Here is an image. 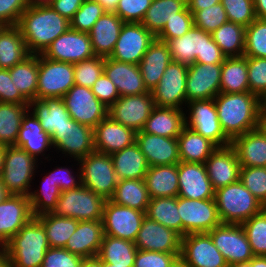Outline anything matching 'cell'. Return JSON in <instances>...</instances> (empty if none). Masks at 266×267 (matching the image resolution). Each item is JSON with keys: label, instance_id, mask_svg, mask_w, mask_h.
Instances as JSON below:
<instances>
[{"label": "cell", "instance_id": "obj_1", "mask_svg": "<svg viewBox=\"0 0 266 267\" xmlns=\"http://www.w3.org/2000/svg\"><path fill=\"white\" fill-rule=\"evenodd\" d=\"M30 54H42L61 34L70 28V21L50 5H29L17 24Z\"/></svg>", "mask_w": 266, "mask_h": 267}, {"label": "cell", "instance_id": "obj_2", "mask_svg": "<svg viewBox=\"0 0 266 267\" xmlns=\"http://www.w3.org/2000/svg\"><path fill=\"white\" fill-rule=\"evenodd\" d=\"M214 101L221 128L231 141L236 136L258 128L260 105L256 95L249 91L220 92Z\"/></svg>", "mask_w": 266, "mask_h": 267}, {"label": "cell", "instance_id": "obj_3", "mask_svg": "<svg viewBox=\"0 0 266 267\" xmlns=\"http://www.w3.org/2000/svg\"><path fill=\"white\" fill-rule=\"evenodd\" d=\"M50 248L42 223L33 217L2 248L16 267H41Z\"/></svg>", "mask_w": 266, "mask_h": 267}, {"label": "cell", "instance_id": "obj_4", "mask_svg": "<svg viewBox=\"0 0 266 267\" xmlns=\"http://www.w3.org/2000/svg\"><path fill=\"white\" fill-rule=\"evenodd\" d=\"M172 61L190 65L222 64L226 56L212 39L211 33L193 27L183 36L167 42Z\"/></svg>", "mask_w": 266, "mask_h": 267}, {"label": "cell", "instance_id": "obj_5", "mask_svg": "<svg viewBox=\"0 0 266 267\" xmlns=\"http://www.w3.org/2000/svg\"><path fill=\"white\" fill-rule=\"evenodd\" d=\"M214 199L222 223L242 224L265 208L240 180L215 190Z\"/></svg>", "mask_w": 266, "mask_h": 267}, {"label": "cell", "instance_id": "obj_6", "mask_svg": "<svg viewBox=\"0 0 266 267\" xmlns=\"http://www.w3.org/2000/svg\"><path fill=\"white\" fill-rule=\"evenodd\" d=\"M38 161L41 160H37L21 147L4 146V162L0 179L10 194L29 196L35 180L36 168L38 169L39 166Z\"/></svg>", "mask_w": 266, "mask_h": 267}, {"label": "cell", "instance_id": "obj_7", "mask_svg": "<svg viewBox=\"0 0 266 267\" xmlns=\"http://www.w3.org/2000/svg\"><path fill=\"white\" fill-rule=\"evenodd\" d=\"M76 162L81 171L82 185L109 200L118 183L111 156L94 151Z\"/></svg>", "mask_w": 266, "mask_h": 267}, {"label": "cell", "instance_id": "obj_8", "mask_svg": "<svg viewBox=\"0 0 266 267\" xmlns=\"http://www.w3.org/2000/svg\"><path fill=\"white\" fill-rule=\"evenodd\" d=\"M105 199L81 185L61 192L57 206L52 212L56 216L78 221L102 220Z\"/></svg>", "mask_w": 266, "mask_h": 267}, {"label": "cell", "instance_id": "obj_9", "mask_svg": "<svg viewBox=\"0 0 266 267\" xmlns=\"http://www.w3.org/2000/svg\"><path fill=\"white\" fill-rule=\"evenodd\" d=\"M74 85V64L53 61L38 54L36 99L62 98Z\"/></svg>", "mask_w": 266, "mask_h": 267}, {"label": "cell", "instance_id": "obj_10", "mask_svg": "<svg viewBox=\"0 0 266 267\" xmlns=\"http://www.w3.org/2000/svg\"><path fill=\"white\" fill-rule=\"evenodd\" d=\"M185 109V125L209 139L217 147L231 145V140L223 132L218 119L214 99L193 100ZM188 112V114H187Z\"/></svg>", "mask_w": 266, "mask_h": 267}, {"label": "cell", "instance_id": "obj_11", "mask_svg": "<svg viewBox=\"0 0 266 267\" xmlns=\"http://www.w3.org/2000/svg\"><path fill=\"white\" fill-rule=\"evenodd\" d=\"M187 73L188 65L175 61L169 63L161 80L151 91L155 106L181 110L186 109Z\"/></svg>", "mask_w": 266, "mask_h": 267}, {"label": "cell", "instance_id": "obj_12", "mask_svg": "<svg viewBox=\"0 0 266 267\" xmlns=\"http://www.w3.org/2000/svg\"><path fill=\"white\" fill-rule=\"evenodd\" d=\"M178 213L182 220V236L208 233L222 223L215 199L192 200L178 196Z\"/></svg>", "mask_w": 266, "mask_h": 267}, {"label": "cell", "instance_id": "obj_13", "mask_svg": "<svg viewBox=\"0 0 266 267\" xmlns=\"http://www.w3.org/2000/svg\"><path fill=\"white\" fill-rule=\"evenodd\" d=\"M53 148L57 154L62 152L67 158H73L74 161L86 157L95 151L94 147V129L80 124L72 118L67 124L56 130L51 135Z\"/></svg>", "mask_w": 266, "mask_h": 267}, {"label": "cell", "instance_id": "obj_14", "mask_svg": "<svg viewBox=\"0 0 266 267\" xmlns=\"http://www.w3.org/2000/svg\"><path fill=\"white\" fill-rule=\"evenodd\" d=\"M145 216V212L105 200L102 214L104 235L134 242Z\"/></svg>", "mask_w": 266, "mask_h": 267}, {"label": "cell", "instance_id": "obj_15", "mask_svg": "<svg viewBox=\"0 0 266 267\" xmlns=\"http://www.w3.org/2000/svg\"><path fill=\"white\" fill-rule=\"evenodd\" d=\"M62 99L70 117L92 129L108 116V107L96 98L89 87L75 84Z\"/></svg>", "mask_w": 266, "mask_h": 267}, {"label": "cell", "instance_id": "obj_16", "mask_svg": "<svg viewBox=\"0 0 266 267\" xmlns=\"http://www.w3.org/2000/svg\"><path fill=\"white\" fill-rule=\"evenodd\" d=\"M215 246L227 265L248 262L254 257L247 235L241 224L221 223L209 231Z\"/></svg>", "mask_w": 266, "mask_h": 267}, {"label": "cell", "instance_id": "obj_17", "mask_svg": "<svg viewBox=\"0 0 266 267\" xmlns=\"http://www.w3.org/2000/svg\"><path fill=\"white\" fill-rule=\"evenodd\" d=\"M50 60L76 64L95 55L91 38L86 32L69 28L57 37L42 53Z\"/></svg>", "mask_w": 266, "mask_h": 267}, {"label": "cell", "instance_id": "obj_18", "mask_svg": "<svg viewBox=\"0 0 266 267\" xmlns=\"http://www.w3.org/2000/svg\"><path fill=\"white\" fill-rule=\"evenodd\" d=\"M155 36L142 23L124 22L109 58L138 65Z\"/></svg>", "mask_w": 266, "mask_h": 267}, {"label": "cell", "instance_id": "obj_19", "mask_svg": "<svg viewBox=\"0 0 266 267\" xmlns=\"http://www.w3.org/2000/svg\"><path fill=\"white\" fill-rule=\"evenodd\" d=\"M155 104L151 92L144 94L119 97L108 108V116L123 126L136 132L144 128L145 122L151 115Z\"/></svg>", "mask_w": 266, "mask_h": 267}, {"label": "cell", "instance_id": "obj_20", "mask_svg": "<svg viewBox=\"0 0 266 267\" xmlns=\"http://www.w3.org/2000/svg\"><path fill=\"white\" fill-rule=\"evenodd\" d=\"M180 257L189 267H228L208 233L182 236Z\"/></svg>", "mask_w": 266, "mask_h": 267}, {"label": "cell", "instance_id": "obj_21", "mask_svg": "<svg viewBox=\"0 0 266 267\" xmlns=\"http://www.w3.org/2000/svg\"><path fill=\"white\" fill-rule=\"evenodd\" d=\"M222 64L193 63L188 65L186 78L187 103L214 99L220 93Z\"/></svg>", "mask_w": 266, "mask_h": 267}, {"label": "cell", "instance_id": "obj_22", "mask_svg": "<svg viewBox=\"0 0 266 267\" xmlns=\"http://www.w3.org/2000/svg\"><path fill=\"white\" fill-rule=\"evenodd\" d=\"M181 238L175 230L145 216L134 243L138 250L180 253Z\"/></svg>", "mask_w": 266, "mask_h": 267}, {"label": "cell", "instance_id": "obj_23", "mask_svg": "<svg viewBox=\"0 0 266 267\" xmlns=\"http://www.w3.org/2000/svg\"><path fill=\"white\" fill-rule=\"evenodd\" d=\"M178 196L192 200L215 198V190L208 177L205 164L182 162L178 163Z\"/></svg>", "mask_w": 266, "mask_h": 267}, {"label": "cell", "instance_id": "obj_24", "mask_svg": "<svg viewBox=\"0 0 266 267\" xmlns=\"http://www.w3.org/2000/svg\"><path fill=\"white\" fill-rule=\"evenodd\" d=\"M28 196L10 194L0 203V248L32 218Z\"/></svg>", "mask_w": 266, "mask_h": 267}, {"label": "cell", "instance_id": "obj_25", "mask_svg": "<svg viewBox=\"0 0 266 267\" xmlns=\"http://www.w3.org/2000/svg\"><path fill=\"white\" fill-rule=\"evenodd\" d=\"M205 166L214 190L239 181L241 165L231 145L217 147L205 161Z\"/></svg>", "mask_w": 266, "mask_h": 267}, {"label": "cell", "instance_id": "obj_26", "mask_svg": "<svg viewBox=\"0 0 266 267\" xmlns=\"http://www.w3.org/2000/svg\"><path fill=\"white\" fill-rule=\"evenodd\" d=\"M135 143L145 155L150 167L178 164L181 161L177 138L148 134L141 130L136 133Z\"/></svg>", "mask_w": 266, "mask_h": 267}, {"label": "cell", "instance_id": "obj_27", "mask_svg": "<svg viewBox=\"0 0 266 267\" xmlns=\"http://www.w3.org/2000/svg\"><path fill=\"white\" fill-rule=\"evenodd\" d=\"M136 133L107 116L94 128L95 151L108 155L121 151L136 142Z\"/></svg>", "mask_w": 266, "mask_h": 267}, {"label": "cell", "instance_id": "obj_28", "mask_svg": "<svg viewBox=\"0 0 266 267\" xmlns=\"http://www.w3.org/2000/svg\"><path fill=\"white\" fill-rule=\"evenodd\" d=\"M104 73L115 84L120 97L149 92L138 65L104 58Z\"/></svg>", "mask_w": 266, "mask_h": 267}, {"label": "cell", "instance_id": "obj_29", "mask_svg": "<svg viewBox=\"0 0 266 267\" xmlns=\"http://www.w3.org/2000/svg\"><path fill=\"white\" fill-rule=\"evenodd\" d=\"M103 237L102 220L79 221L64 248L83 258L95 257L99 253Z\"/></svg>", "mask_w": 266, "mask_h": 267}, {"label": "cell", "instance_id": "obj_30", "mask_svg": "<svg viewBox=\"0 0 266 267\" xmlns=\"http://www.w3.org/2000/svg\"><path fill=\"white\" fill-rule=\"evenodd\" d=\"M124 21L113 11H106L88 32L96 56L110 57Z\"/></svg>", "mask_w": 266, "mask_h": 267}, {"label": "cell", "instance_id": "obj_31", "mask_svg": "<svg viewBox=\"0 0 266 267\" xmlns=\"http://www.w3.org/2000/svg\"><path fill=\"white\" fill-rule=\"evenodd\" d=\"M14 146L21 147L37 160H39V156H44L42 157L45 158L44 160L50 156L49 153L46 156V151L53 148L51 136L43 131L39 120L30 110L24 114Z\"/></svg>", "mask_w": 266, "mask_h": 267}, {"label": "cell", "instance_id": "obj_32", "mask_svg": "<svg viewBox=\"0 0 266 267\" xmlns=\"http://www.w3.org/2000/svg\"><path fill=\"white\" fill-rule=\"evenodd\" d=\"M171 61L168 44L155 38L138 64L144 84L149 92L157 86Z\"/></svg>", "mask_w": 266, "mask_h": 267}, {"label": "cell", "instance_id": "obj_33", "mask_svg": "<svg viewBox=\"0 0 266 267\" xmlns=\"http://www.w3.org/2000/svg\"><path fill=\"white\" fill-rule=\"evenodd\" d=\"M28 109L39 120L43 131L50 136L71 119L61 97L31 100Z\"/></svg>", "mask_w": 266, "mask_h": 267}, {"label": "cell", "instance_id": "obj_34", "mask_svg": "<svg viewBox=\"0 0 266 267\" xmlns=\"http://www.w3.org/2000/svg\"><path fill=\"white\" fill-rule=\"evenodd\" d=\"M241 167H266V137L257 128L231 141Z\"/></svg>", "mask_w": 266, "mask_h": 267}, {"label": "cell", "instance_id": "obj_35", "mask_svg": "<svg viewBox=\"0 0 266 267\" xmlns=\"http://www.w3.org/2000/svg\"><path fill=\"white\" fill-rule=\"evenodd\" d=\"M184 126V110L155 106L142 131L148 134L177 138Z\"/></svg>", "mask_w": 266, "mask_h": 267}, {"label": "cell", "instance_id": "obj_36", "mask_svg": "<svg viewBox=\"0 0 266 267\" xmlns=\"http://www.w3.org/2000/svg\"><path fill=\"white\" fill-rule=\"evenodd\" d=\"M144 182L151 199L178 197V164L149 167Z\"/></svg>", "mask_w": 266, "mask_h": 267}, {"label": "cell", "instance_id": "obj_37", "mask_svg": "<svg viewBox=\"0 0 266 267\" xmlns=\"http://www.w3.org/2000/svg\"><path fill=\"white\" fill-rule=\"evenodd\" d=\"M110 156L118 180L144 179L150 167L136 143Z\"/></svg>", "mask_w": 266, "mask_h": 267}, {"label": "cell", "instance_id": "obj_38", "mask_svg": "<svg viewBox=\"0 0 266 267\" xmlns=\"http://www.w3.org/2000/svg\"><path fill=\"white\" fill-rule=\"evenodd\" d=\"M177 139L179 156L182 162L205 164V161L217 149L213 142L186 125Z\"/></svg>", "mask_w": 266, "mask_h": 267}, {"label": "cell", "instance_id": "obj_39", "mask_svg": "<svg viewBox=\"0 0 266 267\" xmlns=\"http://www.w3.org/2000/svg\"><path fill=\"white\" fill-rule=\"evenodd\" d=\"M29 55L19 27L3 26L0 30V69H11Z\"/></svg>", "mask_w": 266, "mask_h": 267}, {"label": "cell", "instance_id": "obj_40", "mask_svg": "<svg viewBox=\"0 0 266 267\" xmlns=\"http://www.w3.org/2000/svg\"><path fill=\"white\" fill-rule=\"evenodd\" d=\"M249 91L246 56L226 57L222 63L220 92L243 93Z\"/></svg>", "mask_w": 266, "mask_h": 267}, {"label": "cell", "instance_id": "obj_41", "mask_svg": "<svg viewBox=\"0 0 266 267\" xmlns=\"http://www.w3.org/2000/svg\"><path fill=\"white\" fill-rule=\"evenodd\" d=\"M137 250L134 242L104 235L97 257L115 266L133 267Z\"/></svg>", "mask_w": 266, "mask_h": 267}, {"label": "cell", "instance_id": "obj_42", "mask_svg": "<svg viewBox=\"0 0 266 267\" xmlns=\"http://www.w3.org/2000/svg\"><path fill=\"white\" fill-rule=\"evenodd\" d=\"M150 196L144 179L118 180L110 200L118 205L146 212Z\"/></svg>", "mask_w": 266, "mask_h": 267}, {"label": "cell", "instance_id": "obj_43", "mask_svg": "<svg viewBox=\"0 0 266 267\" xmlns=\"http://www.w3.org/2000/svg\"><path fill=\"white\" fill-rule=\"evenodd\" d=\"M187 3L185 0H152L141 22L155 37L162 31L167 21L177 17Z\"/></svg>", "mask_w": 266, "mask_h": 267}, {"label": "cell", "instance_id": "obj_44", "mask_svg": "<svg viewBox=\"0 0 266 267\" xmlns=\"http://www.w3.org/2000/svg\"><path fill=\"white\" fill-rule=\"evenodd\" d=\"M15 88L30 102L36 99L38 54H30L21 63L9 69Z\"/></svg>", "mask_w": 266, "mask_h": 267}, {"label": "cell", "instance_id": "obj_45", "mask_svg": "<svg viewBox=\"0 0 266 267\" xmlns=\"http://www.w3.org/2000/svg\"><path fill=\"white\" fill-rule=\"evenodd\" d=\"M212 39L226 57L244 56L245 27L230 21L211 33Z\"/></svg>", "mask_w": 266, "mask_h": 267}, {"label": "cell", "instance_id": "obj_46", "mask_svg": "<svg viewBox=\"0 0 266 267\" xmlns=\"http://www.w3.org/2000/svg\"><path fill=\"white\" fill-rule=\"evenodd\" d=\"M28 104L0 102V145H15Z\"/></svg>", "mask_w": 266, "mask_h": 267}, {"label": "cell", "instance_id": "obj_47", "mask_svg": "<svg viewBox=\"0 0 266 267\" xmlns=\"http://www.w3.org/2000/svg\"><path fill=\"white\" fill-rule=\"evenodd\" d=\"M145 215L175 230L182 236V220L178 213V197H156L150 199Z\"/></svg>", "mask_w": 266, "mask_h": 267}, {"label": "cell", "instance_id": "obj_48", "mask_svg": "<svg viewBox=\"0 0 266 267\" xmlns=\"http://www.w3.org/2000/svg\"><path fill=\"white\" fill-rule=\"evenodd\" d=\"M43 225L50 247L64 248L68 239L75 232L78 220L46 213L36 217Z\"/></svg>", "mask_w": 266, "mask_h": 267}, {"label": "cell", "instance_id": "obj_49", "mask_svg": "<svg viewBox=\"0 0 266 267\" xmlns=\"http://www.w3.org/2000/svg\"><path fill=\"white\" fill-rule=\"evenodd\" d=\"M40 183V187L37 186V190H31L28 196L34 217H38L46 213H52L55 210L58 199L61 195V190L52 181L51 175L46 174L43 176Z\"/></svg>", "mask_w": 266, "mask_h": 267}, {"label": "cell", "instance_id": "obj_50", "mask_svg": "<svg viewBox=\"0 0 266 267\" xmlns=\"http://www.w3.org/2000/svg\"><path fill=\"white\" fill-rule=\"evenodd\" d=\"M241 225L245 230L253 255L266 256V207Z\"/></svg>", "mask_w": 266, "mask_h": 267}, {"label": "cell", "instance_id": "obj_51", "mask_svg": "<svg viewBox=\"0 0 266 267\" xmlns=\"http://www.w3.org/2000/svg\"><path fill=\"white\" fill-rule=\"evenodd\" d=\"M244 56L266 58V19L256 18L245 28Z\"/></svg>", "mask_w": 266, "mask_h": 267}, {"label": "cell", "instance_id": "obj_52", "mask_svg": "<svg viewBox=\"0 0 266 267\" xmlns=\"http://www.w3.org/2000/svg\"><path fill=\"white\" fill-rule=\"evenodd\" d=\"M107 10L99 3L93 0H85L79 10L74 14L70 20V28L88 33L95 22Z\"/></svg>", "mask_w": 266, "mask_h": 267}, {"label": "cell", "instance_id": "obj_53", "mask_svg": "<svg viewBox=\"0 0 266 267\" xmlns=\"http://www.w3.org/2000/svg\"><path fill=\"white\" fill-rule=\"evenodd\" d=\"M239 180L266 207V167H241Z\"/></svg>", "mask_w": 266, "mask_h": 267}, {"label": "cell", "instance_id": "obj_54", "mask_svg": "<svg viewBox=\"0 0 266 267\" xmlns=\"http://www.w3.org/2000/svg\"><path fill=\"white\" fill-rule=\"evenodd\" d=\"M104 72V58L94 56L74 64V80L79 86L91 88Z\"/></svg>", "mask_w": 266, "mask_h": 267}, {"label": "cell", "instance_id": "obj_55", "mask_svg": "<svg viewBox=\"0 0 266 267\" xmlns=\"http://www.w3.org/2000/svg\"><path fill=\"white\" fill-rule=\"evenodd\" d=\"M230 22L248 27L255 19L253 0H221Z\"/></svg>", "mask_w": 266, "mask_h": 267}, {"label": "cell", "instance_id": "obj_56", "mask_svg": "<svg viewBox=\"0 0 266 267\" xmlns=\"http://www.w3.org/2000/svg\"><path fill=\"white\" fill-rule=\"evenodd\" d=\"M194 26L212 33L228 21L221 2L193 13Z\"/></svg>", "mask_w": 266, "mask_h": 267}, {"label": "cell", "instance_id": "obj_57", "mask_svg": "<svg viewBox=\"0 0 266 267\" xmlns=\"http://www.w3.org/2000/svg\"><path fill=\"white\" fill-rule=\"evenodd\" d=\"M194 25L193 14L187 6L179 13L177 17L167 21L162 31L156 36V39L167 42L169 39H174L183 36Z\"/></svg>", "mask_w": 266, "mask_h": 267}, {"label": "cell", "instance_id": "obj_58", "mask_svg": "<svg viewBox=\"0 0 266 267\" xmlns=\"http://www.w3.org/2000/svg\"><path fill=\"white\" fill-rule=\"evenodd\" d=\"M249 92L261 97L266 92V58L246 57Z\"/></svg>", "mask_w": 266, "mask_h": 267}, {"label": "cell", "instance_id": "obj_59", "mask_svg": "<svg viewBox=\"0 0 266 267\" xmlns=\"http://www.w3.org/2000/svg\"><path fill=\"white\" fill-rule=\"evenodd\" d=\"M152 0H119L113 11L124 22L141 23Z\"/></svg>", "mask_w": 266, "mask_h": 267}, {"label": "cell", "instance_id": "obj_60", "mask_svg": "<svg viewBox=\"0 0 266 267\" xmlns=\"http://www.w3.org/2000/svg\"><path fill=\"white\" fill-rule=\"evenodd\" d=\"M83 259L65 248L50 247L46 251L41 267H80Z\"/></svg>", "mask_w": 266, "mask_h": 267}, {"label": "cell", "instance_id": "obj_61", "mask_svg": "<svg viewBox=\"0 0 266 267\" xmlns=\"http://www.w3.org/2000/svg\"><path fill=\"white\" fill-rule=\"evenodd\" d=\"M180 253L137 250L133 267H169Z\"/></svg>", "mask_w": 266, "mask_h": 267}, {"label": "cell", "instance_id": "obj_62", "mask_svg": "<svg viewBox=\"0 0 266 267\" xmlns=\"http://www.w3.org/2000/svg\"><path fill=\"white\" fill-rule=\"evenodd\" d=\"M76 171L78 172H74V170L71 171L70 166L66 168L65 166L59 167L58 165V167L55 166L53 171H48L47 174L51 175L52 181L59 187L61 192H63L82 185L80 168H77Z\"/></svg>", "mask_w": 266, "mask_h": 267}, {"label": "cell", "instance_id": "obj_63", "mask_svg": "<svg viewBox=\"0 0 266 267\" xmlns=\"http://www.w3.org/2000/svg\"><path fill=\"white\" fill-rule=\"evenodd\" d=\"M28 6L27 0H0V23L3 26L17 25Z\"/></svg>", "mask_w": 266, "mask_h": 267}, {"label": "cell", "instance_id": "obj_64", "mask_svg": "<svg viewBox=\"0 0 266 267\" xmlns=\"http://www.w3.org/2000/svg\"><path fill=\"white\" fill-rule=\"evenodd\" d=\"M0 102L29 104V101L15 88L9 69H0Z\"/></svg>", "mask_w": 266, "mask_h": 267}, {"label": "cell", "instance_id": "obj_65", "mask_svg": "<svg viewBox=\"0 0 266 267\" xmlns=\"http://www.w3.org/2000/svg\"><path fill=\"white\" fill-rule=\"evenodd\" d=\"M96 98L101 101L106 107H110L120 97L115 84L103 74L95 81L91 87Z\"/></svg>", "mask_w": 266, "mask_h": 267}, {"label": "cell", "instance_id": "obj_66", "mask_svg": "<svg viewBox=\"0 0 266 267\" xmlns=\"http://www.w3.org/2000/svg\"><path fill=\"white\" fill-rule=\"evenodd\" d=\"M84 1L85 0H52L49 5L61 16L70 21Z\"/></svg>", "mask_w": 266, "mask_h": 267}, {"label": "cell", "instance_id": "obj_67", "mask_svg": "<svg viewBox=\"0 0 266 267\" xmlns=\"http://www.w3.org/2000/svg\"><path fill=\"white\" fill-rule=\"evenodd\" d=\"M221 0H187V8L193 14L195 11L202 10L204 8L211 7L217 3H220Z\"/></svg>", "mask_w": 266, "mask_h": 267}, {"label": "cell", "instance_id": "obj_68", "mask_svg": "<svg viewBox=\"0 0 266 267\" xmlns=\"http://www.w3.org/2000/svg\"><path fill=\"white\" fill-rule=\"evenodd\" d=\"M256 18L266 19V0H253Z\"/></svg>", "mask_w": 266, "mask_h": 267}, {"label": "cell", "instance_id": "obj_69", "mask_svg": "<svg viewBox=\"0 0 266 267\" xmlns=\"http://www.w3.org/2000/svg\"><path fill=\"white\" fill-rule=\"evenodd\" d=\"M80 267H101V261L97 256L84 258L80 264Z\"/></svg>", "mask_w": 266, "mask_h": 267}, {"label": "cell", "instance_id": "obj_70", "mask_svg": "<svg viewBox=\"0 0 266 267\" xmlns=\"http://www.w3.org/2000/svg\"><path fill=\"white\" fill-rule=\"evenodd\" d=\"M99 2L107 11H114L119 0H93Z\"/></svg>", "mask_w": 266, "mask_h": 267}, {"label": "cell", "instance_id": "obj_71", "mask_svg": "<svg viewBox=\"0 0 266 267\" xmlns=\"http://www.w3.org/2000/svg\"><path fill=\"white\" fill-rule=\"evenodd\" d=\"M249 261L252 267H266V256H254Z\"/></svg>", "mask_w": 266, "mask_h": 267}, {"label": "cell", "instance_id": "obj_72", "mask_svg": "<svg viewBox=\"0 0 266 267\" xmlns=\"http://www.w3.org/2000/svg\"><path fill=\"white\" fill-rule=\"evenodd\" d=\"M258 129L266 137V114H259Z\"/></svg>", "mask_w": 266, "mask_h": 267}, {"label": "cell", "instance_id": "obj_73", "mask_svg": "<svg viewBox=\"0 0 266 267\" xmlns=\"http://www.w3.org/2000/svg\"><path fill=\"white\" fill-rule=\"evenodd\" d=\"M10 193L6 189V186L3 184L2 180L0 179V203L3 202Z\"/></svg>", "mask_w": 266, "mask_h": 267}, {"label": "cell", "instance_id": "obj_74", "mask_svg": "<svg viewBox=\"0 0 266 267\" xmlns=\"http://www.w3.org/2000/svg\"><path fill=\"white\" fill-rule=\"evenodd\" d=\"M260 114H266V92L259 97Z\"/></svg>", "mask_w": 266, "mask_h": 267}, {"label": "cell", "instance_id": "obj_75", "mask_svg": "<svg viewBox=\"0 0 266 267\" xmlns=\"http://www.w3.org/2000/svg\"><path fill=\"white\" fill-rule=\"evenodd\" d=\"M29 5L38 6V5H49L52 0H27Z\"/></svg>", "mask_w": 266, "mask_h": 267}, {"label": "cell", "instance_id": "obj_76", "mask_svg": "<svg viewBox=\"0 0 266 267\" xmlns=\"http://www.w3.org/2000/svg\"><path fill=\"white\" fill-rule=\"evenodd\" d=\"M169 267H189L181 257H178Z\"/></svg>", "mask_w": 266, "mask_h": 267}, {"label": "cell", "instance_id": "obj_77", "mask_svg": "<svg viewBox=\"0 0 266 267\" xmlns=\"http://www.w3.org/2000/svg\"><path fill=\"white\" fill-rule=\"evenodd\" d=\"M0 267H16L13 262H11L5 256L0 260Z\"/></svg>", "mask_w": 266, "mask_h": 267}, {"label": "cell", "instance_id": "obj_78", "mask_svg": "<svg viewBox=\"0 0 266 267\" xmlns=\"http://www.w3.org/2000/svg\"><path fill=\"white\" fill-rule=\"evenodd\" d=\"M3 162H4V146L0 145V174L3 170Z\"/></svg>", "mask_w": 266, "mask_h": 267}, {"label": "cell", "instance_id": "obj_79", "mask_svg": "<svg viewBox=\"0 0 266 267\" xmlns=\"http://www.w3.org/2000/svg\"><path fill=\"white\" fill-rule=\"evenodd\" d=\"M228 267H252V266H251V262L248 261V262L235 263V264L229 265Z\"/></svg>", "mask_w": 266, "mask_h": 267}, {"label": "cell", "instance_id": "obj_80", "mask_svg": "<svg viewBox=\"0 0 266 267\" xmlns=\"http://www.w3.org/2000/svg\"><path fill=\"white\" fill-rule=\"evenodd\" d=\"M101 267H120V266H115L114 264H108L105 262H101Z\"/></svg>", "mask_w": 266, "mask_h": 267}]
</instances>
